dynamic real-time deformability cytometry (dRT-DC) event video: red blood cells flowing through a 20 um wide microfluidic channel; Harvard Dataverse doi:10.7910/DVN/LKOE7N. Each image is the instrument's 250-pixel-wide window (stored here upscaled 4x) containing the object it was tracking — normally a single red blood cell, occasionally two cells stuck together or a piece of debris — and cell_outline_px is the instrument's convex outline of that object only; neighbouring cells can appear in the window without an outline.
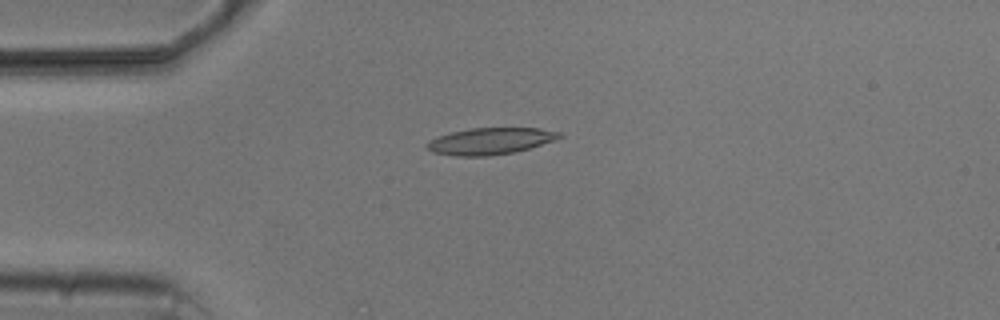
{"species": "common noctule bat (a hibernating species)", "species_latin": "Nyctalus noctula", "temperature_condition": "cold", "stored_images_in_passage": 3, "camera_frame_rate_fps": 3000, "um_per_image_px": 0.085, "animal": {"sex": "male", "body_mass_g": 20.5, "forearm_length_mm": 52.5}, "frame": {"image": 1, "passage_image": 3, "time_ms": 3.0, "image_size_px": [1000, 320], "cell_outline_px": [[564, 136], [556, 140], [516, 152], [488, 156], [456, 156], [432, 152], [424, 148], [424, 144], [428, 140], [436, 136], [452, 132], [472, 128], [540, 128], [560, 132]], "centroid_in_image_um": [41.64, 12.0], "position_along_channel_um": 43.4, "area_um2": 20.87}}